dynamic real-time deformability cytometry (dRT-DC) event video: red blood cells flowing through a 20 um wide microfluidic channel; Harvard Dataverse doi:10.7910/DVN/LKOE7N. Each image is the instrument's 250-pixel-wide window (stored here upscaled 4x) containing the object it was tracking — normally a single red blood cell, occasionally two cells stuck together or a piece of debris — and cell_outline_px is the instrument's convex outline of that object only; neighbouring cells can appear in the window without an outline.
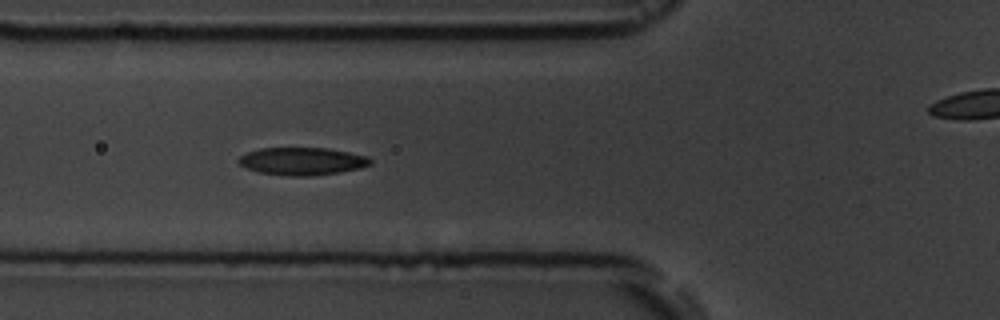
{"species": "common noctule bat (a hibernating species)", "species_latin": "Nyctalus noctula", "temperature_condition": "room temperature", "stored_images_in_passage": 7, "segment_of_instrument_passage": [1, 2], "camera_frame_rate_fps": 3000, "um_per_image_px": 0.085, "animal": {"sex": "male", "body_mass_g": 19.5, "forearm_length_mm": 54.6}, "frame": {"image": 1, "passage_image": 6, "time_ms": 5.667, "image_size_px": [1000, 320], "cell_outline_px": [[372, 164], [360, 168], [340, 172], [312, 176], [288, 176], [260, 172], [248, 168], [240, 164], [236, 160], [240, 156], [248, 152], [260, 148], [328, 148], [368, 156], [372, 160]], "centroid_in_image_um": [25.71, 13.7], "position_along_channel_um": 100.1, "area_um2": 21.21}}